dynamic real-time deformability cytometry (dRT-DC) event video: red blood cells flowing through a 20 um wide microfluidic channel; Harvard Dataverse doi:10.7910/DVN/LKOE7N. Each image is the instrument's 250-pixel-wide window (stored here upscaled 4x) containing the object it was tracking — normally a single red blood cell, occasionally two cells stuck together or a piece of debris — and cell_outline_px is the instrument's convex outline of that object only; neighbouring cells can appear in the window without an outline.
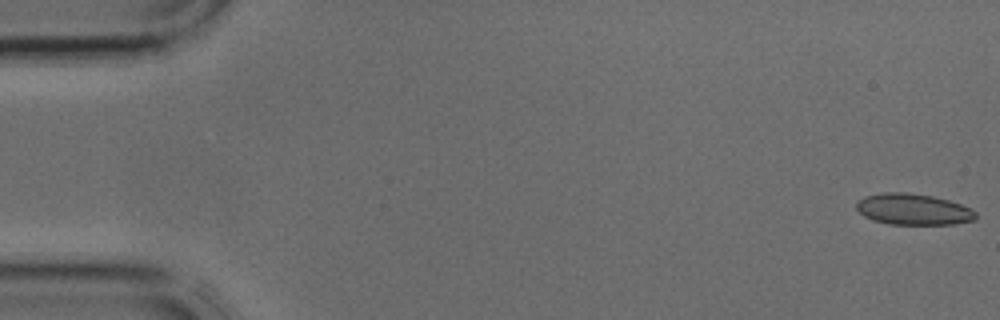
{"species": "common noctule bat (a hibernating species)", "species_latin": "Nyctalus noctula", "temperature_condition": "cold", "stored_images_in_passage": 40, "camera_frame_rate_fps": 3000, "um_per_image_px": 0.085, "animal": {"sex": "male", "body_mass_g": 17.9, "forearm_length_mm": 54.2}, "frame": {"image": 1, "passage_image": 1, "time_ms": 0.0, "image_size_px": [1000, 320], "cell_outline_px": [[976, 220], [956, 224], [888, 224], [872, 220], [864, 216], [856, 208], [856, 200], [864, 196], [884, 192], [908, 192], [932, 196], [948, 200], [960, 204], [976, 212]], "centroid_in_image_um": [77.59, 17.79], "position_along_channel_um": 7.4, "area_um2": 21.79}}
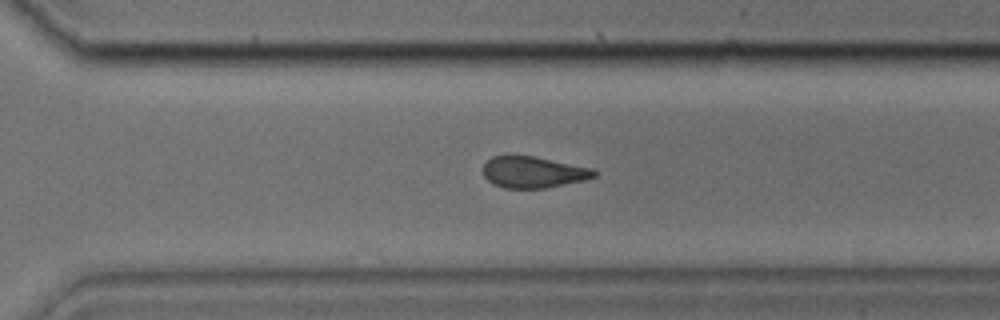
{"frame": {"image": 2, "passage_image": 28, "time_ms": 9.0, "image_size_px": [1000, 320], "cell_outline_px": [[596, 176], [584, 180], [544, 188], [504, 188], [492, 184], [484, 176], [484, 164], [492, 156], [508, 152], [512, 152], [592, 168], [596, 172]], "centroid_in_image_um": [45.25, 14.6], "position_along_channel_um": 325.4, "area_um2": 20.63}}
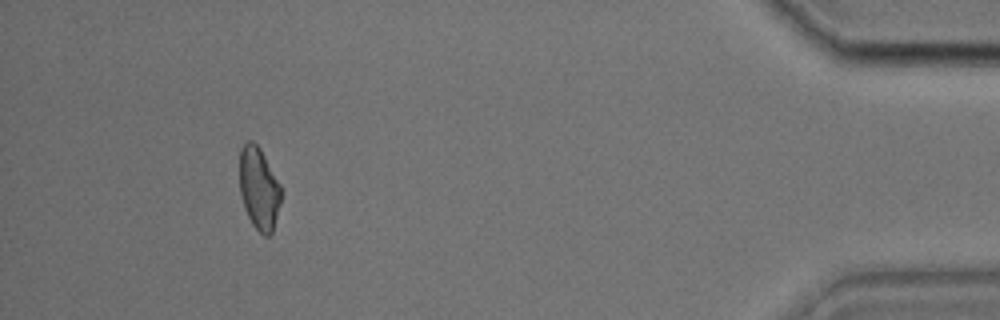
{"frame": {"image": 3, "passage_image": 37, "time_ms": 12.0, "image_size_px": [1000, 320], "cell_outline_px": [[280, 204], [272, 232], [268, 236], [264, 236], [252, 224], [244, 208], [240, 196], [240, 148], [248, 140], [252, 140], [260, 148], [280, 184]], "centroid_in_image_um": [21.99, 16.01], "position_along_channel_um": 413.2, "area_um2": 19.77}}